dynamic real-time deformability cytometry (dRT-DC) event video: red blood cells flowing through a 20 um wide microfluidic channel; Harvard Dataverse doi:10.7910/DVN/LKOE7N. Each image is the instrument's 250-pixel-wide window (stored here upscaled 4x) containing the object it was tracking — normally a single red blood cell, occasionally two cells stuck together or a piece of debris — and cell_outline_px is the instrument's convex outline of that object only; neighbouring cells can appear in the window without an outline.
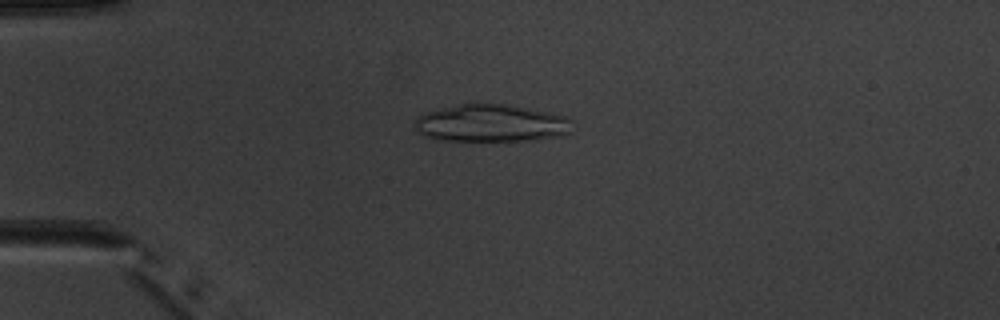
{"species": "common noctule bat (a hibernating species)", "species_latin": "Nyctalus noctula", "temperature_condition": "warm", "stored_images_in_passage": 7, "camera_frame_rate_fps": 3000, "um_per_image_px": 0.085, "animal": {"sex": "male", "body_mass_g": 20.1, "forearm_length_mm": 53.5}, "frame": {"image": 1, "passage_image": 5, "time_ms": 4.333, "image_size_px": [1000, 320], "cell_outline_px": [[572, 132], [564, 136], [536, 140], [444, 140], [428, 136], [420, 132], [412, 124], [416, 116], [440, 108], [456, 104], [476, 100], [508, 104], [564, 116], [572, 120]], "centroid_in_image_um": [41.76, 10.43], "position_along_channel_um": 43.2, "area_um2": 35.03}}
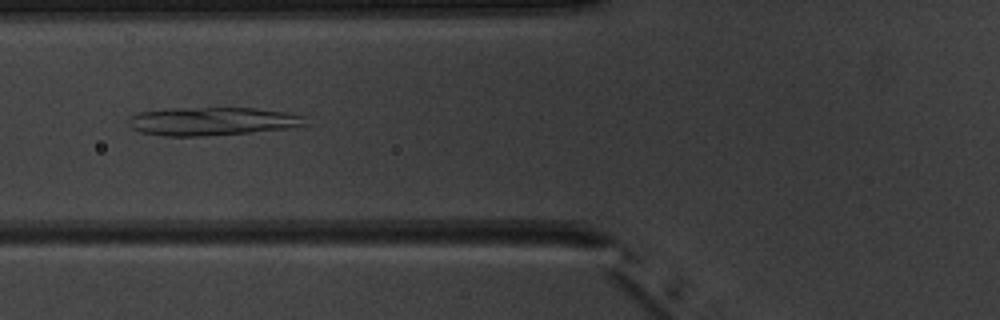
{"frame": {"image": 2, "passage_image": 7, "time_ms": 6.667, "image_size_px": [1000, 320], "cell_outline_px": [[308, 124], [292, 128], [204, 136], [164, 136], [140, 132], [132, 128], [128, 124], [128, 120], [132, 116], [140, 112], [168, 108], [256, 108], [284, 112], [304, 116]], "centroid_in_image_um": [18.04, 10.31], "position_along_channel_um": 107.8, "area_um2": 29.07}}